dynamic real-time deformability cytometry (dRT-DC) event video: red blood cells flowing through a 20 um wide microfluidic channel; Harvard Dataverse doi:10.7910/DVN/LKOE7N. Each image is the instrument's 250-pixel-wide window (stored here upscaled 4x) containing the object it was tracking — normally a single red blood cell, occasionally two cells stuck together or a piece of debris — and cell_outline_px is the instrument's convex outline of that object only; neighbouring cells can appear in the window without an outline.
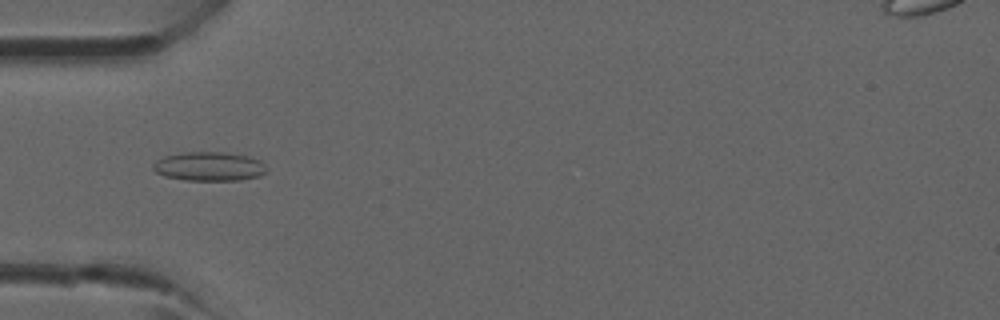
{"species": "common noctule bat (a hibernating species)", "species_latin": "Nyctalus noctula", "temperature_condition": "room temperature", "stored_images_in_passage": 40, "camera_frame_rate_fps": 3000, "um_per_image_px": 0.085, "animal": {"sex": "male", "forearm_length_mm": 52.5}, "frame": {"image": 1, "passage_image": 12, "time_ms": 3.667, "image_size_px": [1000, 320], "cell_outline_px": [[268, 172], [260, 176], [240, 180], [188, 180], [164, 176], [156, 172], [152, 168], [152, 164], [156, 160], [164, 156], [184, 152], [224, 152], [248, 156], [260, 160], [268, 168]], "centroid_in_image_um": [17.8, 14.14], "position_along_channel_um": 67.2, "area_um2": 19.36}}
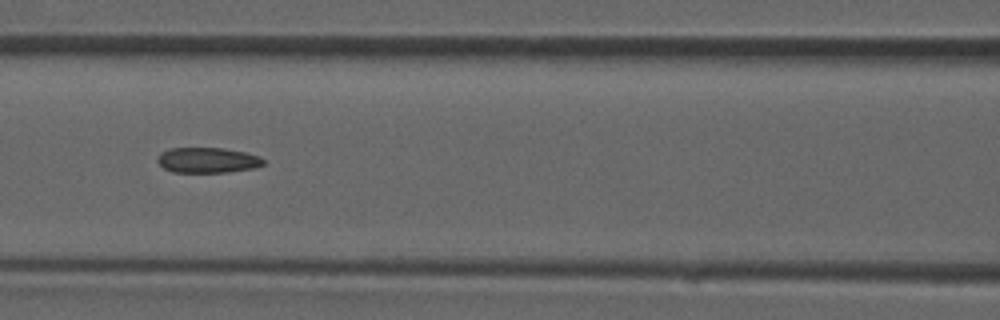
{"frame": {"image": 2, "passage_image": 17, "time_ms": 5.333, "image_size_px": [1000, 320], "cell_outline_px": [[264, 164], [256, 168], [228, 172], [172, 172], [164, 168], [156, 160], [160, 152], [172, 148], [224, 148], [244, 152], [260, 156], [264, 160]], "centroid_in_image_um": [17.65, 13.61], "position_along_channel_um": 148.9, "area_um2": 15.72}}
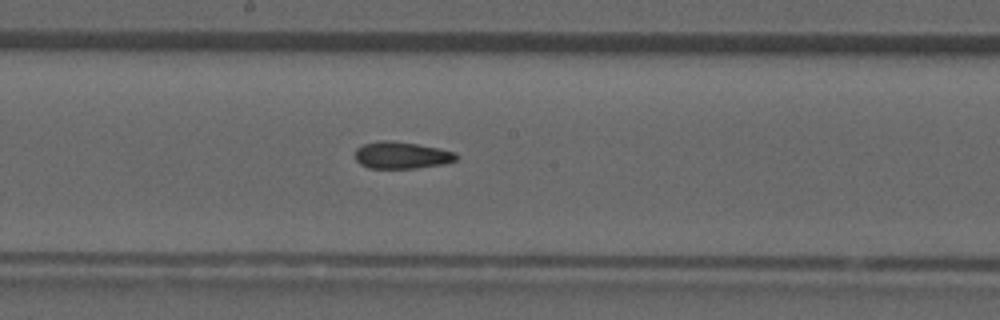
{"frame": {"image": 3, "passage_image": 21, "time_ms": 6.667, "image_size_px": [1000, 320], "cell_outline_px": [[460, 156], [456, 160], [444, 164], [416, 168], [368, 168], [360, 164], [356, 160], [356, 148], [364, 144], [380, 140], [388, 140], [416, 144], [456, 152]], "centroid_in_image_um": [34.14, 13.2], "position_along_channel_um": 214.1, "area_um2": 15.84}}